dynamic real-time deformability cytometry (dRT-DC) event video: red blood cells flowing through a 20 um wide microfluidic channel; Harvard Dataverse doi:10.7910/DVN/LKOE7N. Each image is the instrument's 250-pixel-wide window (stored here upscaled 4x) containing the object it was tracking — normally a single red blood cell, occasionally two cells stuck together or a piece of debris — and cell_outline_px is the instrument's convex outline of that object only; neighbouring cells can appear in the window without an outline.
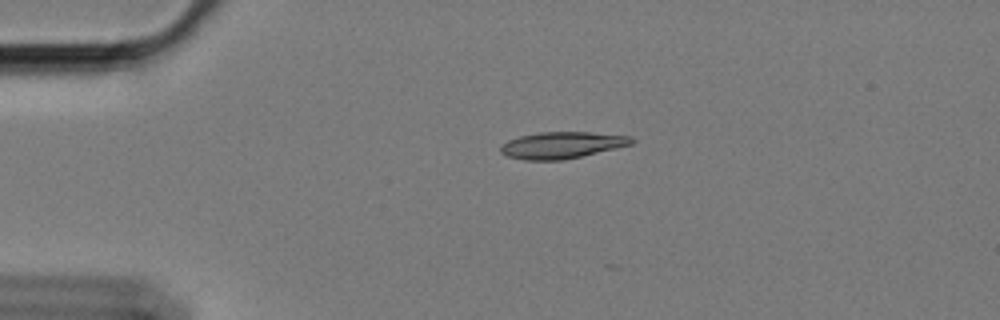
{"species": "Egyptian fruit bat (a non-hibernating species)", "species_latin": "Rousettus aegyptiacus", "temperature_condition": "cold", "stored_images_in_passage": 3, "camera_frame_rate_fps": 3000, "um_per_image_px": 0.085, "animal": {"sex": "female"}, "frame": {"image": 1, "passage_image": 1, "time_ms": 0.0, "image_size_px": [1000, 320], "cell_outline_px": [[636, 140], [632, 144], [564, 160], [524, 160], [508, 156], [500, 152], [500, 144], [508, 140], [520, 136], [540, 132], [592, 132], [632, 136]], "centroid_in_image_um": [47.76, 12.33], "position_along_channel_um": 37.2, "area_um2": 20.35}}